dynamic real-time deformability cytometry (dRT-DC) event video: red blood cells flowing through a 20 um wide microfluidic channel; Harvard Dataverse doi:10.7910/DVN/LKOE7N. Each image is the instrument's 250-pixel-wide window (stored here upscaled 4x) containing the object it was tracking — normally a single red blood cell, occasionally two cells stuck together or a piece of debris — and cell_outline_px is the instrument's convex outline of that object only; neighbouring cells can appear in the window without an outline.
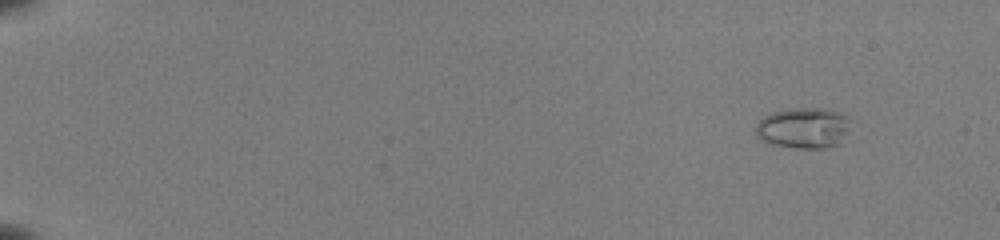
{"species": "common noctule bat (a hibernating species)", "species_latin": "Nyctalus noctula", "temperature_condition": "room temperature", "stored_images_in_passage": 49, "camera_frame_rate_fps": 3000, "um_per_image_px": 0.085, "animal": {"sex": "female", "body_mass_g": 22.0, "forearm_length_mm": 56.7}, "frame": {"image": 1, "passage_image": 1, "time_ms": 0.0, "image_size_px": [1000, 240], "cell_outline_px": [[844, 132], [840, 144], [824, 148], [796, 148], [772, 144], [756, 136], [756, 124], [764, 116], [772, 112], [788, 108], [828, 108], [844, 116]], "centroid_in_image_um": [68.19, 10.87], "position_along_channel_um": 16.8, "area_um2": 21.91}}
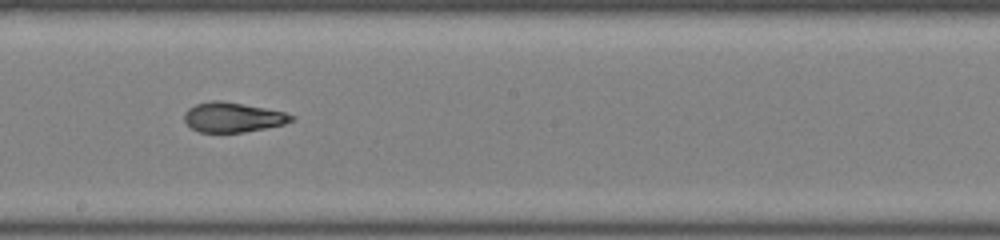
{"frame": {"image": 2, "passage_image": 29, "time_ms": 9.333, "image_size_px": [1000, 240], "cell_outline_px": [[296, 116], [292, 120], [284, 124], [244, 132], [200, 132], [192, 128], [184, 120], [184, 112], [188, 108], [196, 104], [212, 100], [220, 100], [264, 108], [284, 112]], "centroid_in_image_um": [19.77, 9.96], "position_along_channel_um": 228.4, "area_um2": 18.38}}
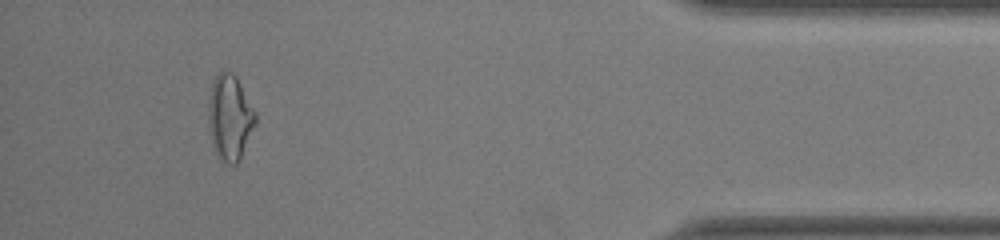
{"frame": {"image": 3, "passage_image": 46, "time_ms": 15.0, "image_size_px": [1000, 240], "cell_outline_px": [[256, 124], [236, 164], [228, 164], [220, 160], [212, 144], [208, 132], [208, 100], [212, 84], [216, 72], [232, 72], [236, 76], [256, 112]], "centroid_in_image_um": [19.51, 9.97], "position_along_channel_um": 415.7, "area_um2": 23.47}, "authors_computed_cell_mechanics": {"area_um2": 19.5364, "velocity_mm_per_s": 4.0174, "shape_relaxation_time_tau1_ms": null, "shape_relaxation_time_tau2_ms": 1.2076, "deformation_change_tau1": null, "deformation_change_tau2": 0.0811}}